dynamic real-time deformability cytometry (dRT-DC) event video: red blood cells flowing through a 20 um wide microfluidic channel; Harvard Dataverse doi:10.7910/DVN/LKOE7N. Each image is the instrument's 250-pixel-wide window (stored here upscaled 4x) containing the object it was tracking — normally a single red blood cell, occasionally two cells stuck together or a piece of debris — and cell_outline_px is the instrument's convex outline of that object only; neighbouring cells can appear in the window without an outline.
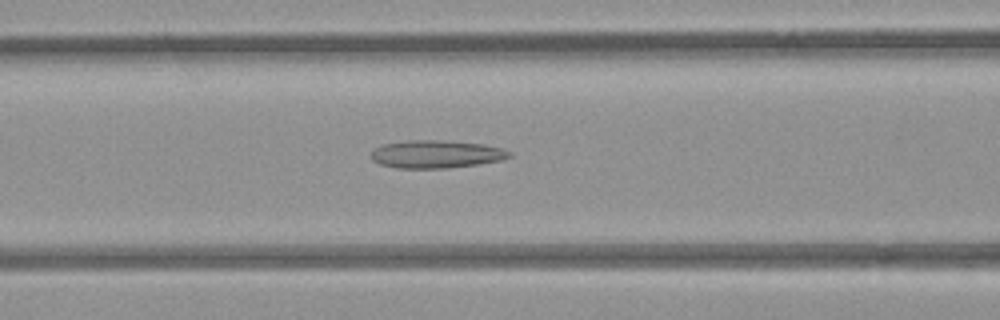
{"species": "common noctule bat (a hibernating species)", "species_latin": "Nyctalus noctula", "temperature_condition": "room temperature", "stored_images_in_passage": 53, "camera_frame_rate_fps": 3000, "um_per_image_px": 0.085, "animal": {"sex": "female", "body_mass_g": 21.9}, "frame": {"image": 1, "passage_image": 22, "time_ms": 7.0, "image_size_px": [1000, 320], "cell_outline_px": [[512, 156], [500, 160], [476, 164], [444, 168], [396, 168], [380, 164], [372, 160], [372, 152], [376, 148], [384, 144], [408, 140], [440, 140], [484, 144], [500, 148], [512, 152]], "centroid_in_image_um": [37.07, 13.1], "position_along_channel_um": 129.5, "area_um2": 22.2}}
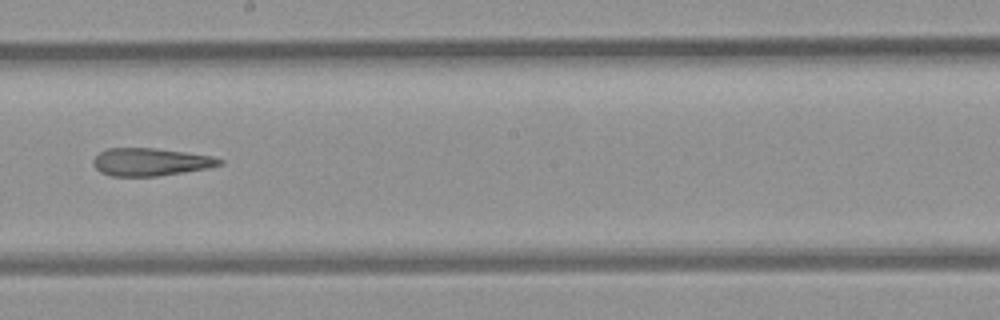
{"frame": {"image": 2, "passage_image": 30, "time_ms": 9.667, "image_size_px": [1000, 320], "cell_outline_px": [[224, 164], [208, 168], [184, 172], [156, 176], [112, 176], [100, 172], [92, 164], [92, 160], [100, 152], [108, 148], [156, 148], [212, 156], [224, 160]], "centroid_in_image_um": [12.8, 13.76], "position_along_channel_um": 235.4, "area_um2": 20.4}}
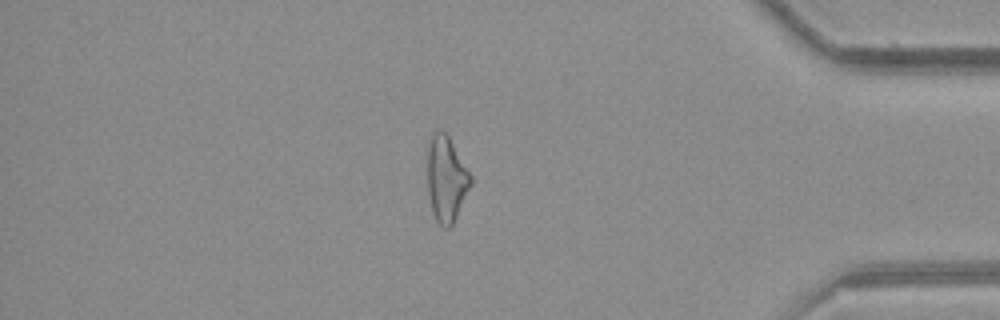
{"frame": {"image": 3, "passage_image": 45, "time_ms": 14.667, "image_size_px": [1000, 320], "cell_outline_px": [[472, 184], [452, 224], [448, 228], [444, 228], [436, 220], [432, 212], [428, 192], [428, 136], [436, 128], [440, 128], [448, 136], [472, 176]], "centroid_in_image_um": [37.92, 15.16], "position_along_channel_um": 397.3, "area_um2": 21.62}, "authors_computed_cell_mechanics": {"area_um2": 22.542, "velocity_mm_per_s": 3.9658, "shape_relaxation_time_tau1_ms": null, "shape_relaxation_time_tau2_ms": 6.0423, "deformation_change_tau1": null, "deformation_change_tau2": 0.2216}}